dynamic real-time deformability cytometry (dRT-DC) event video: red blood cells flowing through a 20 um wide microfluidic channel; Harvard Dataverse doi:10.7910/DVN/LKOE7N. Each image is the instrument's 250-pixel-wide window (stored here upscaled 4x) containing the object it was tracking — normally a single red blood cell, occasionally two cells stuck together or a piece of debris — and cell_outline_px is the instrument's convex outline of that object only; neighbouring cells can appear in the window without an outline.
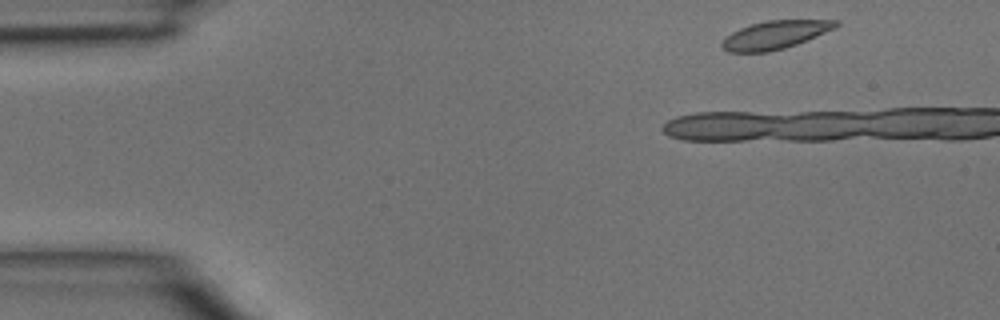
{"species": "common noctule bat (a hibernating species)", "species_latin": "Nyctalus noctula", "temperature_condition": "room temperature", "stored_images_in_passage": 5, "camera_frame_rate_fps": 3000, "um_per_image_px": 0.085, "animal": {"sex": "male", "body_mass_g": 15.6}, "frame": {"image": 1, "passage_image": 1, "time_ms": 0.0, "image_size_px": [1000, 320], "cell_outline_px": [[840, 24], [836, 28], [796, 44], [784, 48], [768, 52], [728, 52], [720, 48], [720, 44], [724, 36], [740, 28], [752, 24], [768, 20], [840, 20]], "centroid_in_image_um": [65.85, 2.97], "position_along_channel_um": 19.1, "area_um2": 18.79}}